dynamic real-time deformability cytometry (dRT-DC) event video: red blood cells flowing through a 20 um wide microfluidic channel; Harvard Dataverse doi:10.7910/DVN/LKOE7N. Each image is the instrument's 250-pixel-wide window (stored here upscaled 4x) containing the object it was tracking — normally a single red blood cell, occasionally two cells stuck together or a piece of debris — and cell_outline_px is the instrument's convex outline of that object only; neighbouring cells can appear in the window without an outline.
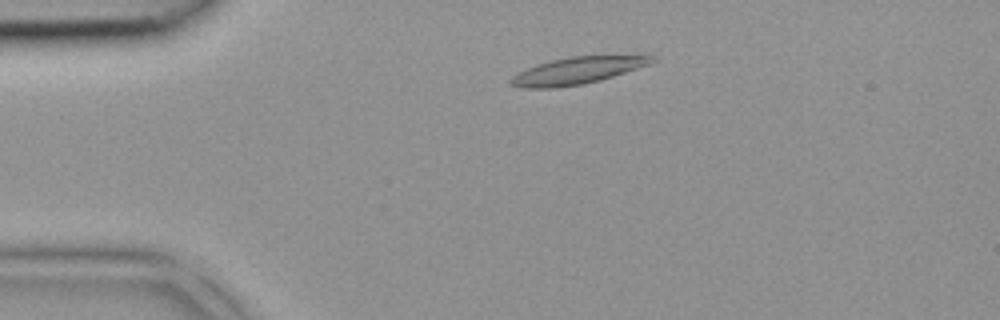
{"species": "common noctule bat (a hibernating species)", "species_latin": "Nyctalus noctula", "temperature_condition": "room temperature", "stored_images_in_passage": 40, "camera_frame_rate_fps": 3000, "um_per_image_px": 0.085, "animal": {"sex": "female", "body_mass_g": 18.4}, "frame": {"image": 1, "passage_image": 6, "time_ms": 1.667, "image_size_px": [1000, 320], "cell_outline_px": [[656, 60], [648, 64], [600, 80], [584, 84], [556, 88], [520, 88], [512, 84], [508, 80], [512, 76], [536, 64], [552, 60], [572, 56], [636, 52], [644, 52], [652, 56]], "centroid_in_image_um": [49.2, 5.94], "position_along_channel_um": 35.8, "area_um2": 22.95}}
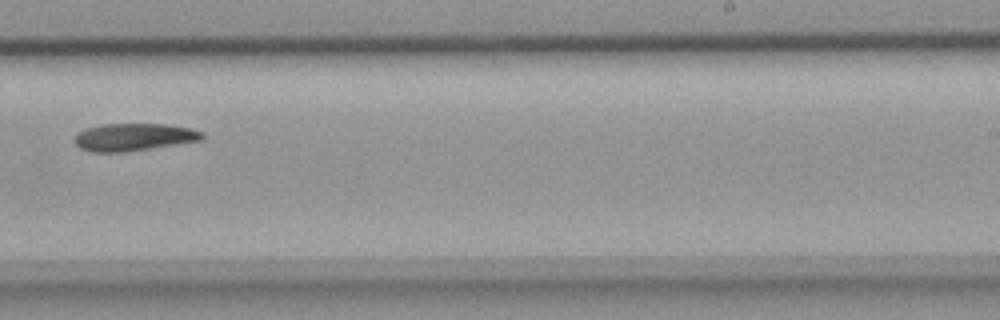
{"frame": {"image": 2, "passage_image": 24, "time_ms": 7.667, "image_size_px": [1000, 320], "cell_outline_px": [[204, 136], [200, 140], [176, 144], [124, 152], [92, 152], [80, 148], [72, 140], [76, 132], [84, 128], [100, 124], [164, 124], [188, 128], [204, 132]], "centroid_in_image_um": [11.28, 11.64], "position_along_channel_um": 277.7, "area_um2": 20.46}}
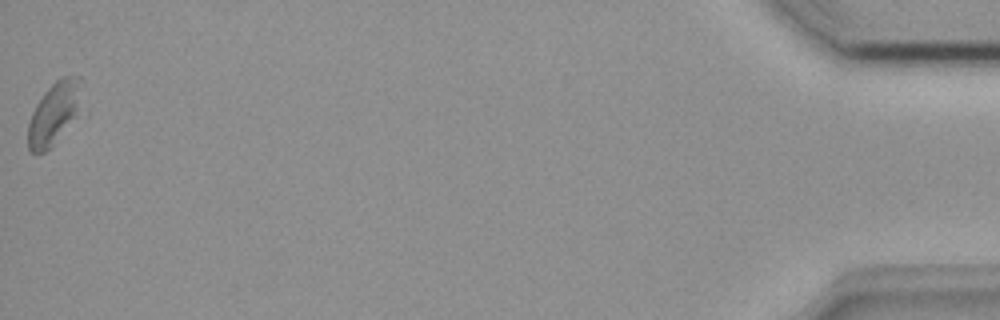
{"frame": {"image": 3, "passage_image": 40, "time_ms": 13.0, "image_size_px": [1000, 320], "cell_outline_px": [[88, 112], [44, 152], [36, 156], [28, 148], [28, 124], [32, 112], [36, 104], [44, 92], [56, 80], [64, 76], [80, 76], [84, 80]], "centroid_in_image_um": [4.81, 9.58], "position_along_channel_um": 430.4, "area_um2": 21.68}}